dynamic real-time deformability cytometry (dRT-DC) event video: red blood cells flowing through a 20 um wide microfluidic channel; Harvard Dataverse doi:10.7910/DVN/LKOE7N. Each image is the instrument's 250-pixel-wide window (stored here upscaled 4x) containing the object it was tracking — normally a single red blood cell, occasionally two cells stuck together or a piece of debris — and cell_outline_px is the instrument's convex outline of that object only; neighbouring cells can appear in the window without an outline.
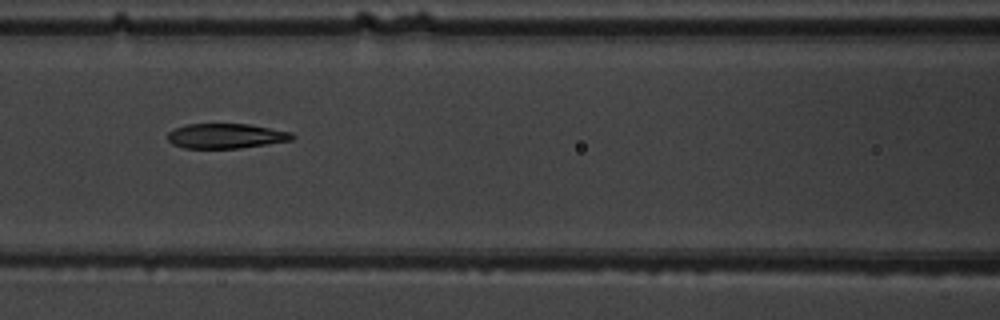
{"species": "common noctule bat (a hibernating species)", "species_latin": "Nyctalus noctula", "temperature_condition": "warm", "stored_images_in_passage": 9, "camera_frame_rate_fps": 3000, "um_per_image_px": 0.085, "animal": {"sex": "male", "body_mass_g": 19.5, "forearm_length_mm": 54.6}, "frame": {"image": 1, "passage_image": 6, "time_ms": 6.667, "image_size_px": [1000, 320], "cell_outline_px": [[296, 136], [292, 140], [240, 148], [184, 148], [172, 144], [168, 140], [168, 132], [176, 128], [188, 124], [248, 124], [292, 132]], "centroid_in_image_um": [19.21, 11.56], "position_along_channel_um": 147.4, "area_um2": 17.98}}
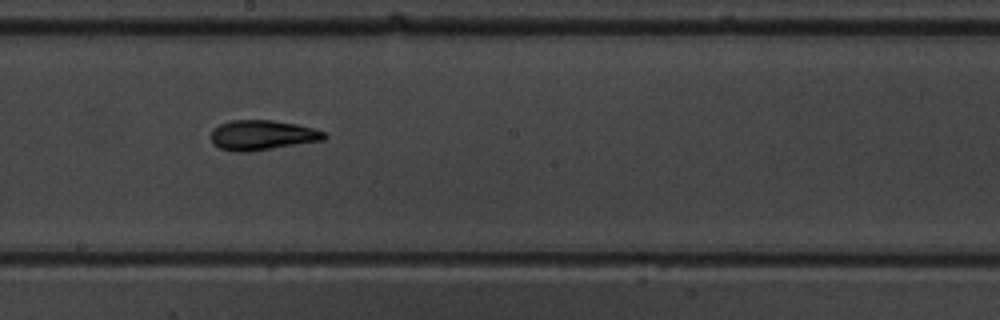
{"frame": {"image": 2, "passage_image": 8, "time_ms": 8.667, "image_size_px": [1000, 320], "cell_outline_px": [[328, 136], [324, 140], [248, 152], [236, 152], [220, 148], [212, 144], [212, 128], [220, 124], [232, 120], [272, 120], [296, 124], [312, 128], [324, 132]], "centroid_in_image_um": [22.28, 11.49], "position_along_channel_um": 225.9, "area_um2": 19.71}}
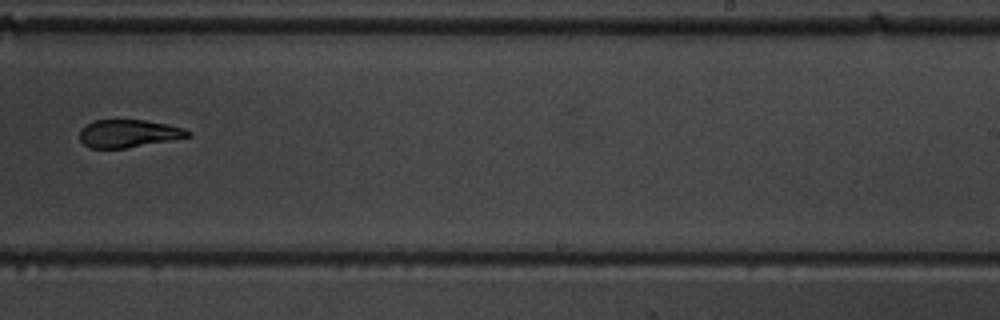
{"frame": {"image": 3, "passage_image": 9, "time_ms": 10.0, "image_size_px": [1000, 320], "cell_outline_px": [[192, 136], [124, 148], [88, 148], [80, 140], [80, 128], [96, 120], [144, 120], [168, 124], [184, 128], [192, 132]], "centroid_in_image_um": [10.93, 11.34], "position_along_channel_um": 278.1, "area_um2": 17.4}}